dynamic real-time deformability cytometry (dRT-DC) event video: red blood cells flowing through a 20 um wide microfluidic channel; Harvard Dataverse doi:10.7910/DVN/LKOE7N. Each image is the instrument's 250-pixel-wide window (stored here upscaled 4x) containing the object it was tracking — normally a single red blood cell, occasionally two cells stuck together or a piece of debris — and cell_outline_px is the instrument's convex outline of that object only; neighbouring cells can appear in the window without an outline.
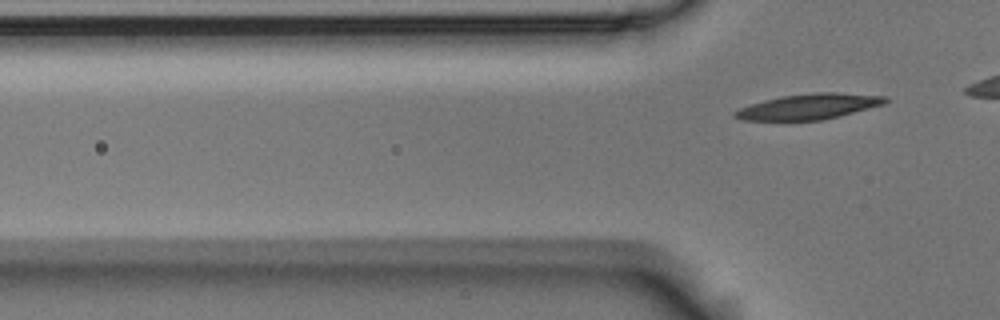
{"species": "Egyptian fruit bat (a non-hibernating species)", "species_latin": "Rousettus aegyptiacus", "temperature_condition": "room temperature", "stored_images_in_passage": 6, "segment_of_instrument_passage": [2, 2], "camera_frame_rate_fps": 3000, "um_per_image_px": 0.085, "animal": {"sex": "male"}, "frame": {"image": 1, "passage_image": 6, "time_ms": 1.667, "image_size_px": [1000, 320], "cell_outline_px": [[888, 100], [884, 104], [840, 116], [824, 120], [740, 120], [732, 116], [732, 112], [740, 108], [764, 100], [780, 96], [812, 92], [836, 92], [888, 96]], "centroid_in_image_um": [68.76, 9.05], "position_along_channel_um": 57.0, "area_um2": 22.48}}